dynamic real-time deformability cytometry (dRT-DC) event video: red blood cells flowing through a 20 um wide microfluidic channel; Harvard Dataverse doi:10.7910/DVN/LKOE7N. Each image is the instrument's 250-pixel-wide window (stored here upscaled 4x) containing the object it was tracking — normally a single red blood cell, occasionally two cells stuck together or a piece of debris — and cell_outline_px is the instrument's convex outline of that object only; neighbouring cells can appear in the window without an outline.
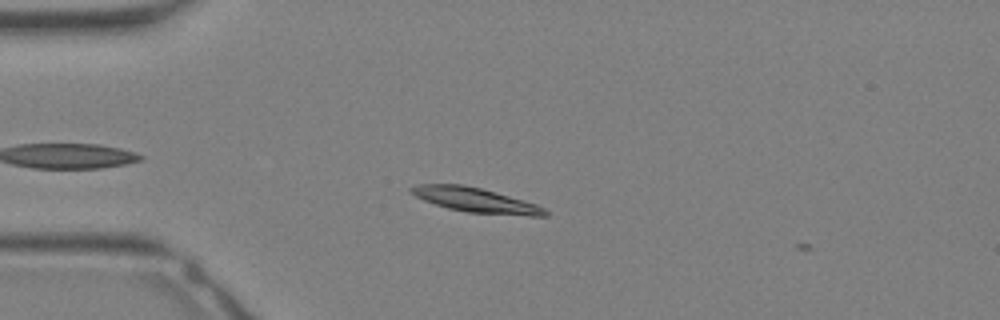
{"species": "Egyptian fruit bat (a non-hibernating species)", "species_latin": "Rousettus aegyptiacus", "temperature_condition": "warm", "stored_images_in_passage": 26, "camera_frame_rate_fps": 3000, "um_per_image_px": 0.085, "animal": {"sex": "female"}, "frame": {"image": 1, "passage_image": 1, "time_ms": 0.0, "image_size_px": [1000, 320], "cell_outline_px": [[548, 216], [528, 216], [468, 212], [448, 208], [424, 200], [408, 192], [408, 188], [420, 184], [464, 184], [480, 188], [536, 204], [544, 208], [548, 212]], "centroid_in_image_um": [40.41, 17.0], "position_along_channel_um": 44.6, "area_um2": 18.96}}
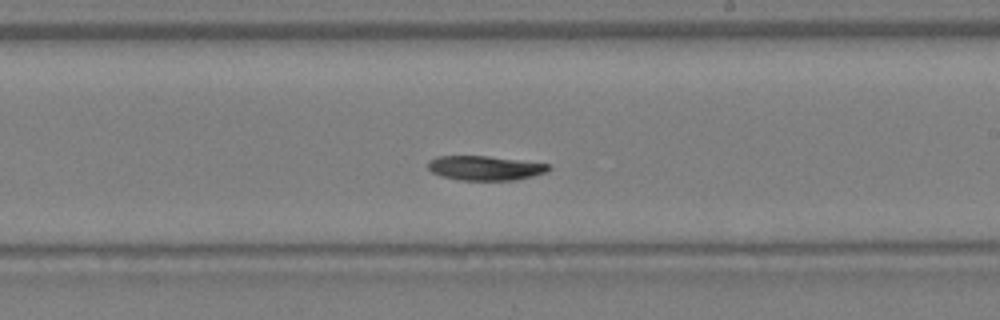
{"frame": {"image": 2, "passage_image": 12, "time_ms": 3.667, "image_size_px": [1000, 320], "cell_outline_px": [[552, 168], [544, 172], [532, 176], [516, 180], [460, 180], [440, 176], [432, 172], [428, 168], [428, 160], [436, 156], [488, 156], [548, 164]], "centroid_in_image_um": [41.18, 14.28], "position_along_channel_um": 247.8, "area_um2": 17.11}}
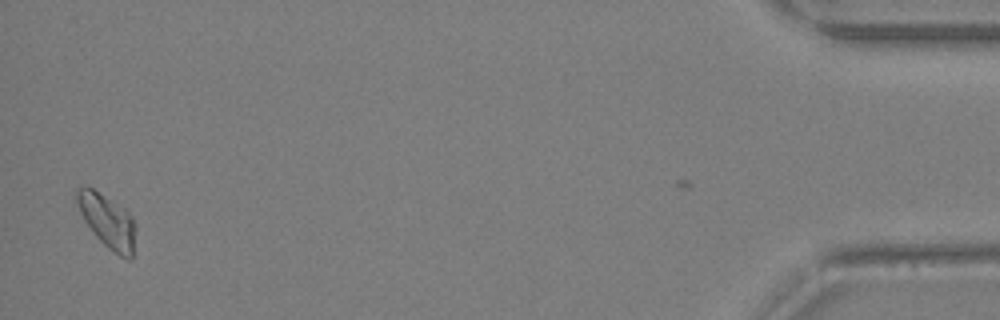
{"frame": {"image": 3, "passage_image": 25, "time_ms": 8.0, "image_size_px": [1000, 320], "cell_outline_px": [[136, 228], [132, 260], [128, 260], [120, 256], [108, 248], [96, 236], [84, 220], [80, 212], [72, 192], [76, 188], [84, 184], [92, 188], [124, 208], [132, 216], [136, 224]], "centroid_in_image_um": [9.11, 18.76], "position_along_channel_um": 426.1, "area_um2": 18.61}}